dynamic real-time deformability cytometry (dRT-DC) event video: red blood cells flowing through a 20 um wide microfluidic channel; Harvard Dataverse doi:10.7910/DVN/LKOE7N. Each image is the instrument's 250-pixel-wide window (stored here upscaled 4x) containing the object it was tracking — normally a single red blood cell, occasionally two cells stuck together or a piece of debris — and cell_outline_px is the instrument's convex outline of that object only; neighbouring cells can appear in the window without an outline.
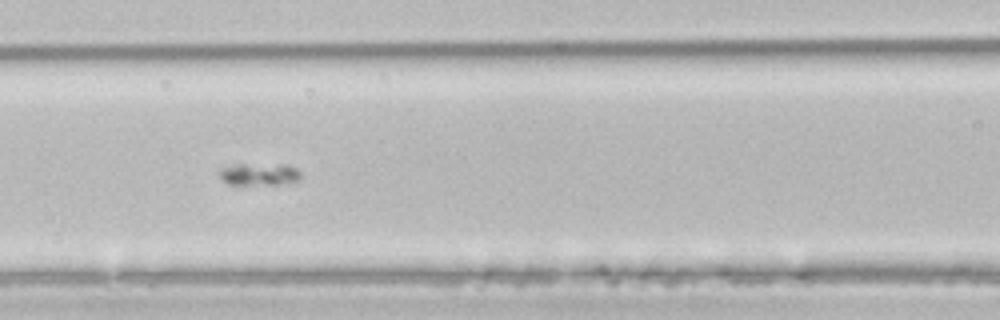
{"species": "common noctule bat (a hibernating species)", "species_latin": "Nyctalus noctula", "temperature_condition": "room temperature", "stored_images_in_passage": 57, "camera_frame_rate_fps": 3000, "um_per_image_px": 0.085, "animal": {"sex": "male", "body_mass_g": 21.5, "forearm_length_mm": 52.0}, "frame": {"image": 1, "passage_image": 25, "time_ms": 8.0, "image_size_px": [1000, 320], "cell_outline_px": [[300, 176], [296, 180], [280, 184], [228, 184], [220, 176], [220, 172], [224, 168], [236, 164], [288, 164], [296, 168], [300, 172]], "centroid_in_image_um": [22.07, 14.79], "position_along_channel_um": 144.5, "area_um2": 10.29}}